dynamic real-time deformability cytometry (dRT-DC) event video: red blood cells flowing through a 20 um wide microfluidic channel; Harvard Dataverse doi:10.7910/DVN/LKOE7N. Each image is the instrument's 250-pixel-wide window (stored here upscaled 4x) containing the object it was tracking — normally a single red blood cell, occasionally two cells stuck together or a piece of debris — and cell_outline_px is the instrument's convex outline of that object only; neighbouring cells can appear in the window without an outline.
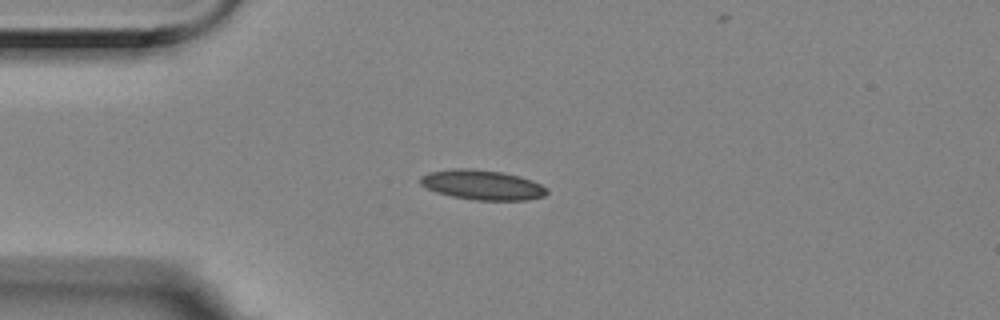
{"species": "Egyptian fruit bat (a non-hibernating species)", "species_latin": "Rousettus aegyptiacus", "temperature_condition": "room temperature", "stored_images_in_passage": 5, "camera_frame_rate_fps": 3000, "um_per_image_px": 0.085, "animal": {"sex": "female"}, "frame": {"image": 1, "passage_image": 3, "time_ms": 0.667, "image_size_px": [1000, 320], "cell_outline_px": [[548, 192], [544, 196], [524, 200], [476, 200], [452, 196], [436, 192], [420, 184], [420, 176], [428, 172], [456, 168], [468, 168], [500, 172], [520, 176], [532, 180], [548, 188]], "centroid_in_image_um": [40.99, 15.71], "position_along_channel_um": 44.0, "area_um2": 21.91}}
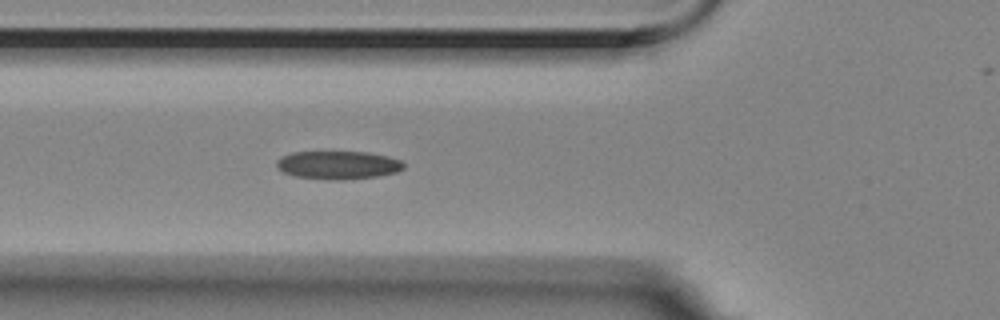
{"frame": {"image": 2, "passage_image": 5, "time_ms": 1.333, "image_size_px": [1000, 320], "cell_outline_px": [[404, 168], [396, 172], [376, 176], [344, 180], [332, 180], [292, 176], [276, 168], [276, 160], [280, 156], [292, 152], [368, 152], [388, 156], [400, 160], [404, 164]], "centroid_in_image_um": [28.69, 14.03], "position_along_channel_um": 97.1, "area_um2": 21.04}}